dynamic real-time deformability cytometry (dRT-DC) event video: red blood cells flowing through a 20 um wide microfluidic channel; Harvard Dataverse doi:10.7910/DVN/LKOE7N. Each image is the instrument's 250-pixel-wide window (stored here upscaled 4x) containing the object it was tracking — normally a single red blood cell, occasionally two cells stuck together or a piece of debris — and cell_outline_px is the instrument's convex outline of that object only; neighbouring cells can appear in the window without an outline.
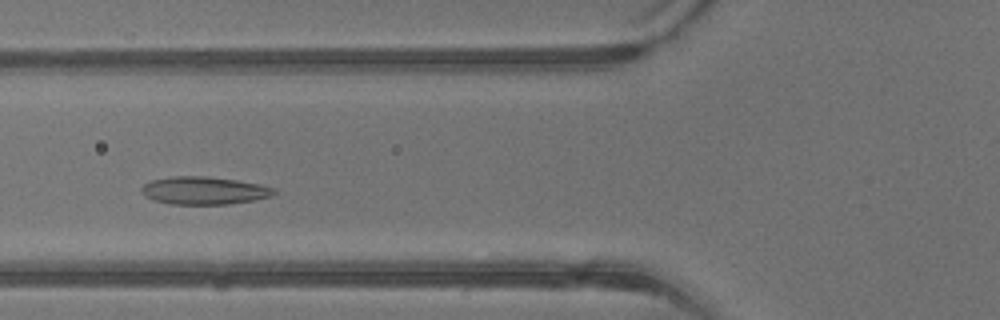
{"species": "common noctule bat (a hibernating species)", "species_latin": "Nyctalus noctula", "temperature_condition": "warm", "stored_images_in_passage": 37, "camera_frame_rate_fps": 3000, "um_per_image_px": 0.085, "animal": {"sex": "male", "body_mass_g": 13.3}, "frame": {"image": 1, "passage_image": 11, "time_ms": 3.333, "image_size_px": [1000, 320], "cell_outline_px": [[276, 192], [272, 196], [256, 200], [228, 204], [168, 204], [152, 200], [144, 196], [140, 188], [144, 184], [152, 180], [172, 176], [208, 176], [236, 180], [260, 184], [276, 188]], "centroid_in_image_um": [17.35, 16.2], "position_along_channel_um": 108.5, "area_um2": 21.68}}
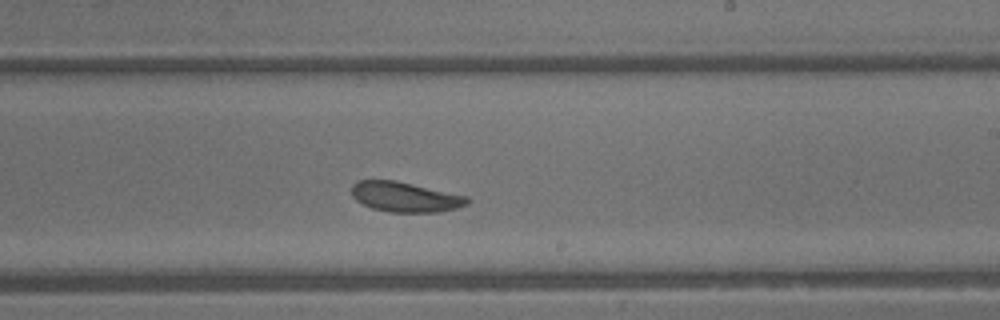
{"frame": {"image": 2, "passage_image": 20, "time_ms": 6.333, "image_size_px": [1000, 320], "cell_outline_px": [[472, 200], [468, 204], [456, 208], [440, 212], [388, 212], [372, 208], [356, 200], [352, 196], [352, 184], [356, 180], [396, 180], [468, 196]], "centroid_in_image_um": [34.46, 16.73], "position_along_channel_um": 254.5, "area_um2": 20.4}}
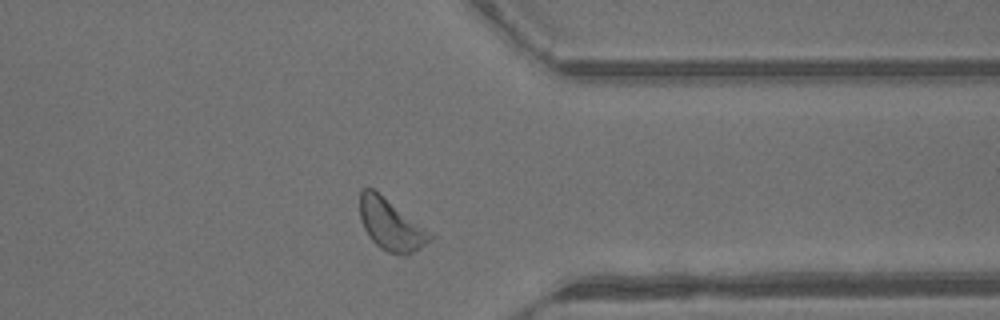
{"frame": {"image": 3, "passage_image": 28, "time_ms": 9.0, "image_size_px": [1000, 320], "cell_outline_px": [[436, 236], [432, 240], [420, 248], [404, 256], [400, 256], [388, 252], [380, 248], [368, 236], [360, 220], [360, 192], [364, 188], [372, 188]], "centroid_in_image_um": [33.23, 19.14], "position_along_channel_um": 378.2, "area_um2": 20.81}, "authors_computed_cell_mechanics": {"area_um2": 21.1548, "velocity_mm_per_s": 4.8801, "shape_relaxation_time_tau1_ms": 2.1054, "shape_relaxation_time_tau2_ms": 4.3069, "deformation_change_tau1": 0.0596, "deformation_change_tau2": 0.1176}}